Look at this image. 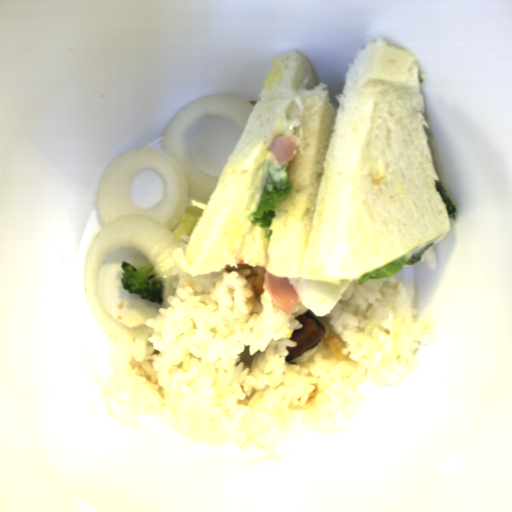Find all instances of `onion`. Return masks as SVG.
Returning a JSON list of instances; mask_svg holds the SVG:
<instances>
[{
	"label": "onion",
	"instance_id": "1",
	"mask_svg": "<svg viewBox=\"0 0 512 512\" xmlns=\"http://www.w3.org/2000/svg\"><path fill=\"white\" fill-rule=\"evenodd\" d=\"M247 98L207 95L179 109L168 124L162 148L126 149L101 175L96 199L104 227L88 247L84 266L86 308L99 330L122 351L139 328L114 318L100 294L102 264L111 252L133 249L164 281L165 299L177 280L172 250L188 243L172 232L191 202L206 206L221 174H209L194 162L187 130L206 115L226 116L242 131L255 108Z\"/></svg>",
	"mask_w": 512,
	"mask_h": 512
}]
</instances>
